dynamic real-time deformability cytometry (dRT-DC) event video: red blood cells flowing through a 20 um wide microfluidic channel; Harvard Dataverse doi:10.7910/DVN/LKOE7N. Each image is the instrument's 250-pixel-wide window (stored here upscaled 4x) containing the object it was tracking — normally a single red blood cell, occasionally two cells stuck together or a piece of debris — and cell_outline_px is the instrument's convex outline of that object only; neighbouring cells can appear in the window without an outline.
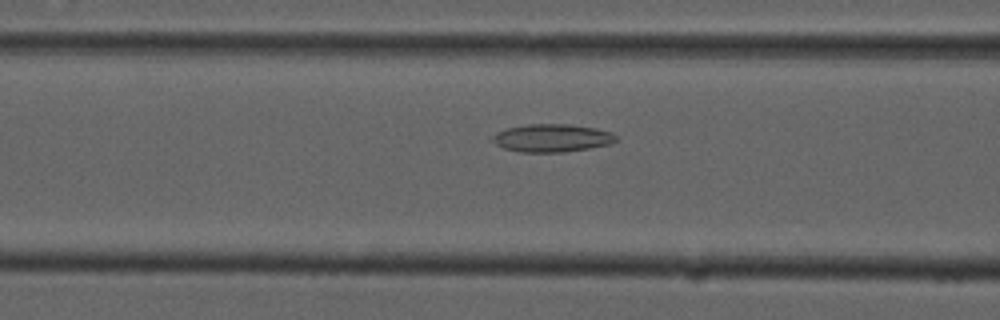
{"species": "common noctule bat (a hibernating species)", "species_latin": "Nyctalus noctula", "temperature_condition": "cold", "stored_images_in_passage": 53, "camera_frame_rate_fps": 3000, "um_per_image_px": 0.085, "animal": {"sex": "male", "forearm_length_mm": 52.5}, "frame": {"image": 1, "passage_image": 20, "time_ms": 6.333, "image_size_px": [1000, 320], "cell_outline_px": [[620, 140], [612, 144], [564, 152], [520, 152], [504, 148], [488, 140], [496, 132], [508, 128], [528, 124], [568, 124], [596, 128], [612, 132]], "centroid_in_image_um": [46.93, 11.73], "position_along_channel_um": 119.7, "area_um2": 20.29}}
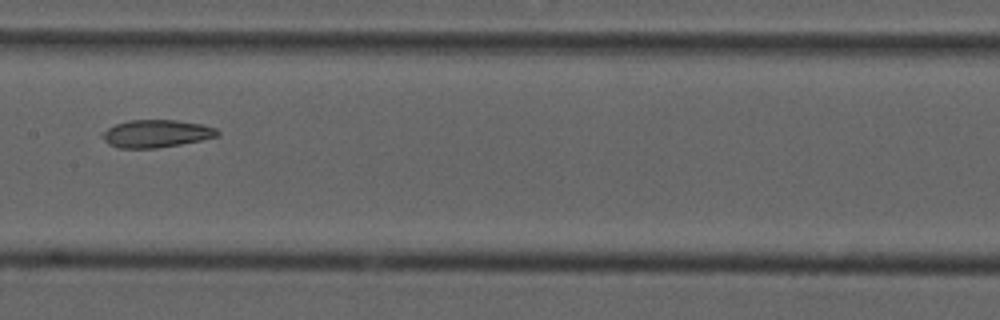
{"frame": {"image": 2, "passage_image": 26, "time_ms": 8.333, "image_size_px": [1000, 320], "cell_outline_px": [[220, 136], [180, 144], [156, 148], [116, 148], [108, 144], [100, 136], [100, 132], [116, 124], [128, 120], [176, 120], [200, 124], [216, 128], [220, 132]], "centroid_in_image_um": [13.24, 11.36], "position_along_channel_um": 194.2, "area_um2": 18.61}}
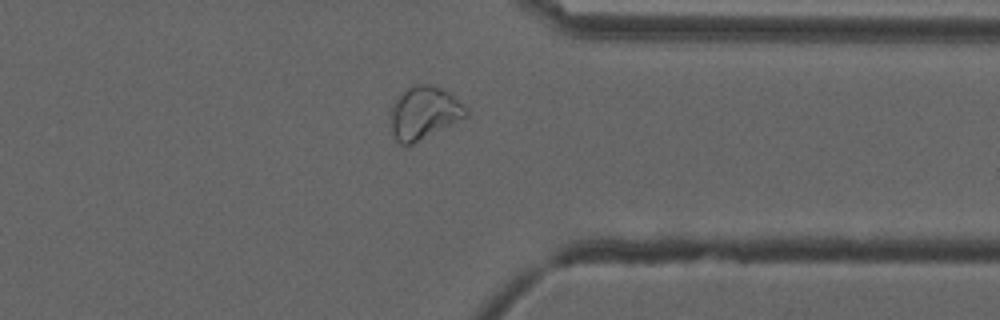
{"frame": {"image": 3, "passage_image": 41, "time_ms": 13.333, "image_size_px": [1000, 320], "cell_outline_px": [[468, 116], [408, 148], [400, 144], [396, 140], [392, 128], [388, 108], [408, 88], [416, 84], [428, 84], [444, 88], [464, 104], [468, 108]], "centroid_in_image_um": [36.05, 9.63], "position_along_channel_um": 375.3, "area_um2": 23.76}, "authors_computed_cell_mechanics": {"area_um2": 22.7732, "velocity_mm_per_s": 3.717, "shape_relaxation_time_tau1_ms": null, "shape_relaxation_time_tau2_ms": 5.6958, "deformation_change_tau1": null, "deformation_change_tau2": 0.1308}}